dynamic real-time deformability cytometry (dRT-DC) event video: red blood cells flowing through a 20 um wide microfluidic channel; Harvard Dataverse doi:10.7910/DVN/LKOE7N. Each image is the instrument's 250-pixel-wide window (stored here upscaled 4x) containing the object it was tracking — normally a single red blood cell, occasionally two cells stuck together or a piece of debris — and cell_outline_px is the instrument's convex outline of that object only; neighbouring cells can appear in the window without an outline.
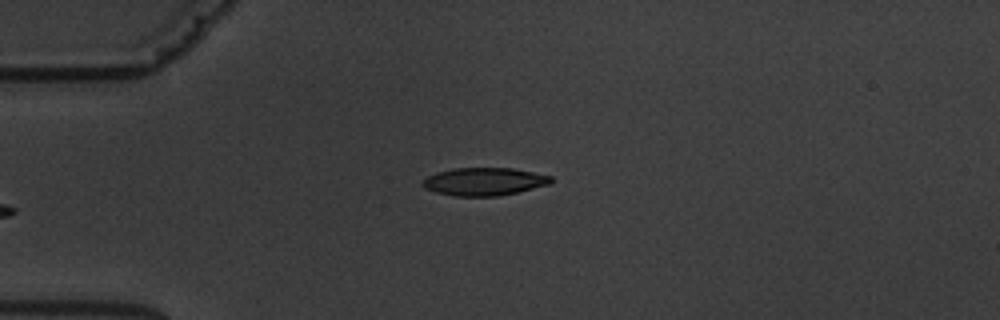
{"species": "common noctule bat (a hibernating species)", "species_latin": "Nyctalus noctula", "temperature_condition": "warm", "stored_images_in_passage": 4, "camera_frame_rate_fps": 3000, "um_per_image_px": 0.085, "animal": {"sex": "male", "body_mass_g": 19.5, "forearm_length_mm": 54.6}, "frame": {"image": 1, "passage_image": 4, "time_ms": 3.667, "image_size_px": [1000, 320], "cell_outline_px": [[552, 180], [548, 184], [516, 192], [496, 196], [452, 196], [436, 192], [424, 188], [420, 184], [428, 176], [436, 172], [452, 168], [512, 168], [552, 176]], "centroid_in_image_um": [41.09, 15.43], "position_along_channel_um": 43.9, "area_um2": 20.69}}